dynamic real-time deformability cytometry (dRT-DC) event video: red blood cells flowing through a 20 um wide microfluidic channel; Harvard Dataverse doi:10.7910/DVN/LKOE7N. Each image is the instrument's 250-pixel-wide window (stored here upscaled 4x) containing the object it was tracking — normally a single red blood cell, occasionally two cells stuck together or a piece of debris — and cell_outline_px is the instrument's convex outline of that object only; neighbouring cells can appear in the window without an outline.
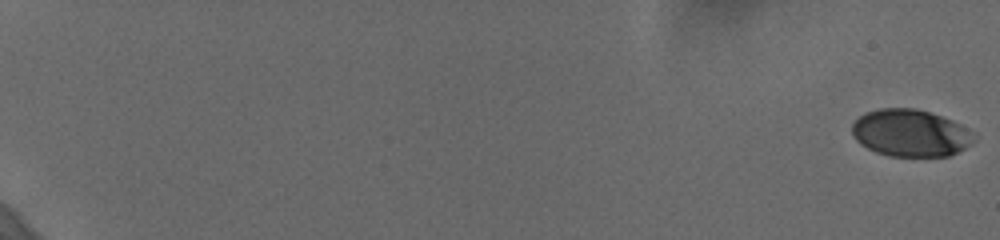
{"species": "human", "species_latin": "Homo sapiens", "temperature_condition": "cold", "stored_images_in_passage": 61, "camera_frame_rate_fps": 3000, "um_per_image_px": 0.085, "donor": {"sex": "female"}, "frame": {"image": 1, "passage_image": 1, "time_ms": 0.0, "image_size_px": [1000, 240], "cell_outline_px": [[976, 140], [972, 144], [948, 156], [888, 156], [876, 152], [860, 144], [852, 136], [852, 124], [864, 112], [880, 108], [916, 108], [952, 120], [976, 132]], "centroid_in_image_um": [77.4, 11.31], "position_along_channel_um": 7.6, "area_um2": 33.76}}
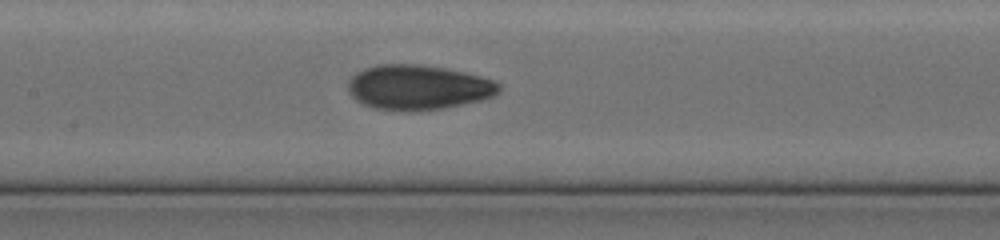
{"frame": {"image": 2, "passage_image": 34, "time_ms": 11.0, "image_size_px": [1000, 240], "cell_outline_px": [[500, 92], [492, 96], [480, 100], [444, 108], [408, 112], [372, 108], [356, 100], [348, 92], [348, 80], [356, 72], [364, 68], [376, 64], [420, 64], [444, 68], [480, 76], [492, 80], [500, 84]], "centroid_in_image_um": [35.5, 7.43], "position_along_channel_um": 171.9, "area_um2": 39.59}}
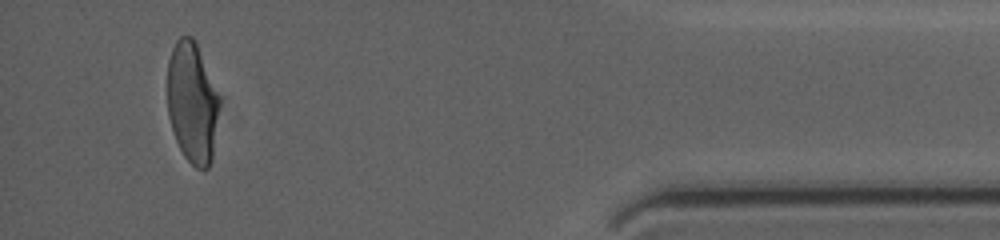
{"frame": {"image": 3, "passage_image": 58, "time_ms": 19.0, "image_size_px": [1000, 240], "cell_outline_px": [[220, 100], [212, 160], [208, 168], [196, 168], [184, 156], [172, 132], [168, 116], [168, 60], [172, 48], [176, 40], [180, 36], [192, 36], [196, 40]], "centroid_in_image_um": [16.33, 8.7], "position_along_channel_um": 418.9, "area_um2": 36.65}, "authors_computed_cell_mechanics": {"area_um2": 36.6452, "velocity_mm_per_s": 3.6539, "shape_relaxation_time_tau1_ms": 5.6819, "shape_relaxation_time_tau2_ms": 1.1668, "deformation_change_tau1": 0.1837, "deformation_change_tau2": 0.0521}}